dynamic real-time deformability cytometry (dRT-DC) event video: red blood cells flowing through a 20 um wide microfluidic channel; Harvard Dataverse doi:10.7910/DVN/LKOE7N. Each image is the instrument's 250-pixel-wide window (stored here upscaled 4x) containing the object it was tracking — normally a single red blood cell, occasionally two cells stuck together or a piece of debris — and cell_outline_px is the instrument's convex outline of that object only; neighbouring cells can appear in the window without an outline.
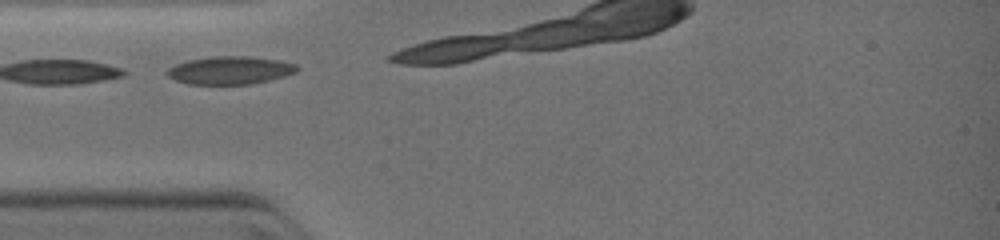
{"species": "common noctule bat (a hibernating species)", "species_latin": "Nyctalus noctula", "temperature_condition": "warm", "stored_images_in_passage": 4, "camera_frame_rate_fps": 3000, "um_per_image_px": 0.085, "animal": {"sex": "female", "body_mass_g": 19.0, "forearm_length_mm": 51.5}, "frame": {"image": 1, "passage_image": 2, "time_ms": 0.333, "image_size_px": [1000, 240], "cell_outline_px": [[300, 68], [296, 72], [284, 76], [252, 84], [188, 84], [176, 80], [168, 76], [164, 72], [168, 68], [176, 64], [188, 60], [212, 56], [248, 56], [280, 60], [296, 64]], "centroid_in_image_um": [19.55, 5.97], "position_along_channel_um": 65.4, "area_um2": 21.21}}